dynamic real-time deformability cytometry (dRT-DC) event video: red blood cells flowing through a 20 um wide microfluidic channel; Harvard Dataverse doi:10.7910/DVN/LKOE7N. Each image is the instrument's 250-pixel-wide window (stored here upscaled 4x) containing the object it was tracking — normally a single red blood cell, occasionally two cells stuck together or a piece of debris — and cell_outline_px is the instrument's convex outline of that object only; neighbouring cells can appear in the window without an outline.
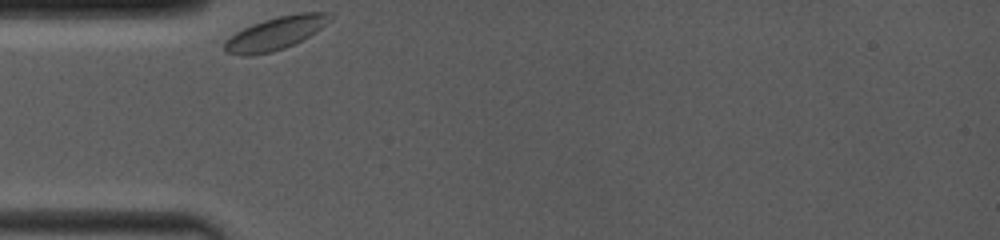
{"species": "common noctule bat (a hibernating species)", "species_latin": "Nyctalus noctula", "temperature_condition": "room temperature", "stored_images_in_passage": 45, "camera_frame_rate_fps": 4000, "um_per_image_px": 0.085, "animal": {"sex": "female", "body_mass_g": 19.0, "forearm_length_mm": 53.3}, "frame": {"image": 1, "passage_image": 1, "time_ms": 0.0, "image_size_px": [1000, 240], "cell_outline_px": [[332, 16], [316, 32], [284, 48], [272, 52], [248, 56], [240, 56], [224, 52], [224, 44], [236, 32], [252, 24], [276, 16], [300, 12], [332, 12]], "centroid_in_image_um": [23.4, 2.83], "position_along_channel_um": 61.6, "area_um2": 20.0}}
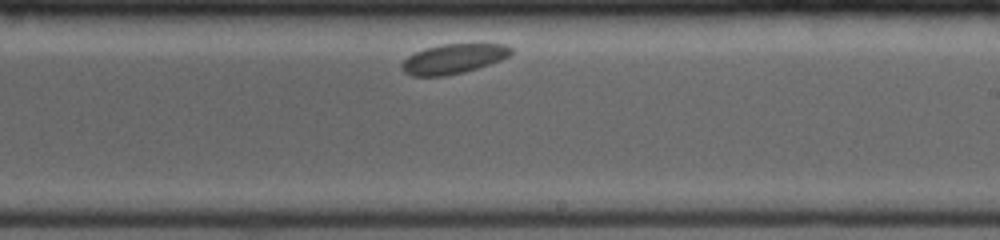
{"frame": {"image": 2, "passage_image": 26, "time_ms": 5.5, "image_size_px": [1000, 240], "cell_outline_px": [[512, 52], [508, 56], [500, 60], [464, 72], [444, 76], [412, 76], [404, 72], [400, 64], [408, 56], [424, 48], [444, 44], [504, 44], [512, 48]], "centroid_in_image_um": [38.51, 5.0], "position_along_channel_um": 250.5, "area_um2": 18.73}}
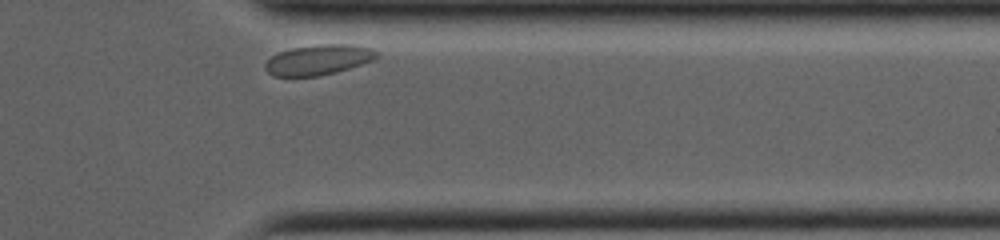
{"frame": {"image": 3, "passage_image": 44, "time_ms": 9.25, "image_size_px": [1000, 240], "cell_outline_px": [[380, 56], [376, 60], [336, 72], [316, 76], [272, 76], [264, 68], [264, 64], [276, 52], [292, 48], [316, 44], [352, 44], [372, 48], [380, 52]], "centroid_in_image_um": [27.11, 5.07], "position_along_channel_um": 384.3, "area_um2": 20.0}}